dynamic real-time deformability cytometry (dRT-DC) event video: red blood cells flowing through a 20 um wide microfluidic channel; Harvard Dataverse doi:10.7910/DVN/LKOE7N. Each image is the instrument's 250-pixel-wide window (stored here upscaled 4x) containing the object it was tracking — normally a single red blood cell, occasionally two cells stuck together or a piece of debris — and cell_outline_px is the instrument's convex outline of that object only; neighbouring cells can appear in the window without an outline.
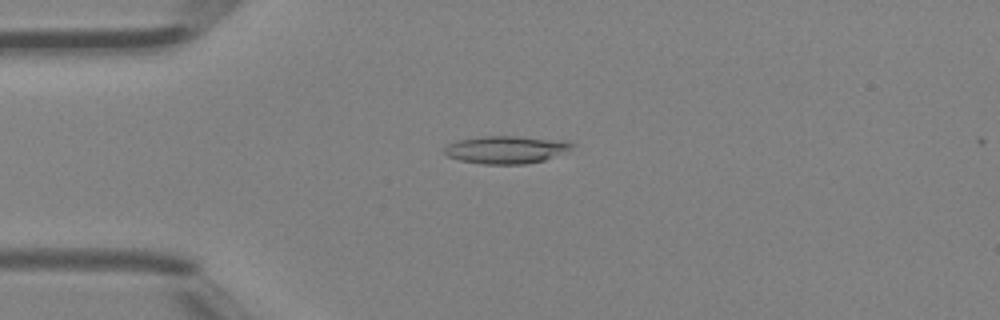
{"species": "Egyptian fruit bat (a non-hibernating species)", "species_latin": "Rousettus aegyptiacus", "temperature_condition": "room temperature", "stored_images_in_passage": 2, "camera_frame_rate_fps": 3000, "um_per_image_px": 0.085, "animal": {"sex": "female"}, "frame": {"image": 1, "passage_image": 1, "time_ms": 0.0, "image_size_px": [1000, 320], "cell_outline_px": [[576, 144], [572, 148], [544, 160], [524, 164], [480, 164], [460, 160], [448, 156], [444, 152], [444, 148], [448, 144], [460, 140], [484, 136], [516, 136], [568, 140]], "centroid_in_image_um": [43.05, 12.71], "position_along_channel_um": 42.0, "area_um2": 20.52}}
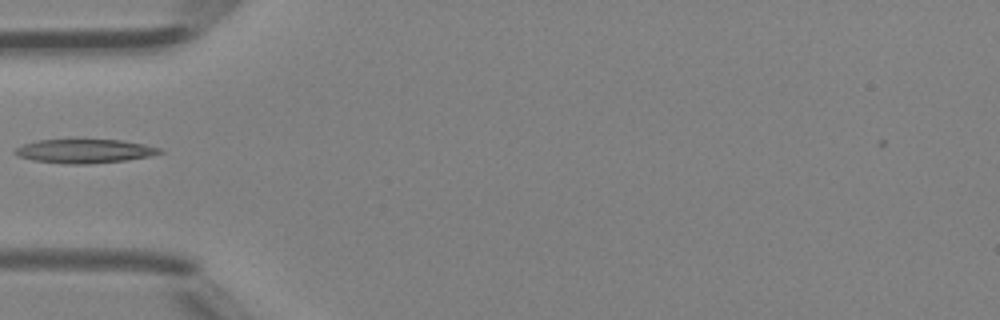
{"frame": {"image": 2, "passage_image": 2, "time_ms": 0.333, "image_size_px": [1000, 320], "cell_outline_px": [[164, 152], [148, 156], [128, 160], [88, 164], [68, 164], [32, 160], [16, 156], [12, 152], [16, 148], [24, 144], [40, 140], [120, 140], [144, 144], [160, 148]], "centroid_in_image_um": [7.17, 12.85], "position_along_channel_um": 77.8, "area_um2": 20.06}}